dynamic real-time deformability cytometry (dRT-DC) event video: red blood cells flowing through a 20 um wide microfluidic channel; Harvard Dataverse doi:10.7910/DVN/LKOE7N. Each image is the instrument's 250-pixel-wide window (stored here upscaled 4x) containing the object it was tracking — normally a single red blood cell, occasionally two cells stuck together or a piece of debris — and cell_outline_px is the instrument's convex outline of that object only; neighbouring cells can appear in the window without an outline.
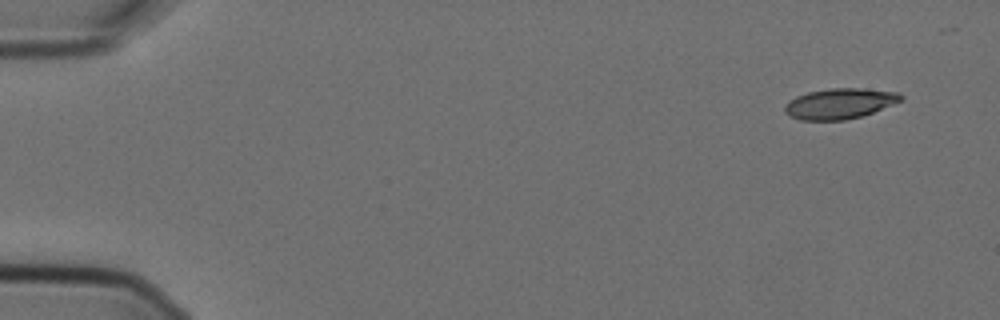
{"species": "Egyptian fruit bat (a non-hibernating species)", "species_latin": "Rousettus aegyptiacus", "temperature_condition": "cold", "stored_images_in_passage": 5, "camera_frame_rate_fps": 3000, "um_per_image_px": 0.085, "animal": {"sex": "female"}, "frame": {"image": 1, "passage_image": 1, "time_ms": 0.0, "image_size_px": [1000, 320], "cell_outline_px": [[904, 100], [872, 112], [860, 116], [844, 120], [800, 120], [788, 116], [784, 112], [784, 104], [788, 100], [796, 96], [808, 92], [828, 88], [860, 88], [900, 92], [904, 96]], "centroid_in_image_um": [71.35, 8.8], "position_along_channel_um": 13.6, "area_um2": 20.87}}
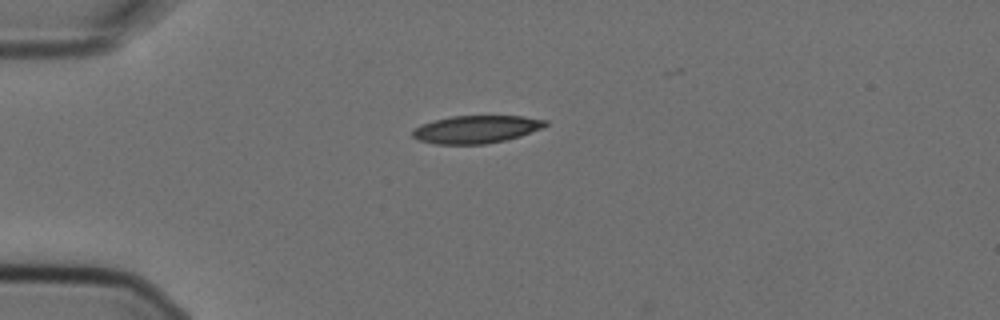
{"frame": {"image": 2, "passage_image": 4, "time_ms": 1.0, "image_size_px": [1000, 320], "cell_outline_px": [[548, 124], [540, 128], [520, 136], [504, 140], [484, 144], [436, 144], [416, 140], [412, 136], [412, 132], [420, 124], [452, 116], [524, 116], [548, 120]], "centroid_in_image_um": [40.46, 10.99], "position_along_channel_um": 44.5, "area_um2": 21.33}}